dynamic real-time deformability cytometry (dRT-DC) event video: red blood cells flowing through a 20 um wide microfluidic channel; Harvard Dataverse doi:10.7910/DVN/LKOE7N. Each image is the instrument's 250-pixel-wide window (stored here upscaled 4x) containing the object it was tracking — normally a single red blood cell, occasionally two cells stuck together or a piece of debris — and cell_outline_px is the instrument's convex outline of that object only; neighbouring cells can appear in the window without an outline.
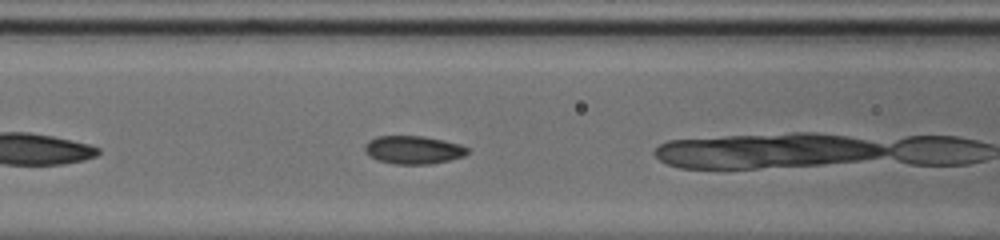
{"species": "common noctule bat (a hibernating species)", "species_latin": "Nyctalus noctula", "temperature_condition": "cold", "stored_images_in_passage": 15, "camera_frame_rate_fps": 3000, "um_per_image_px": 0.085, "animal": {"sex": "male", "body_mass_g": 20.0, "forearm_length_mm": 53.3}, "frame": {"image": 1, "passage_image": 11, "time_ms": 3.333, "image_size_px": [1000, 240], "cell_outline_px": [[468, 152], [464, 156], [432, 164], [396, 164], [376, 160], [364, 152], [364, 144], [368, 140], [376, 136], [424, 136], [444, 140], [460, 144], [468, 148]], "centroid_in_image_um": [35.1, 12.73], "position_along_channel_um": 131.5, "area_um2": 16.99}}